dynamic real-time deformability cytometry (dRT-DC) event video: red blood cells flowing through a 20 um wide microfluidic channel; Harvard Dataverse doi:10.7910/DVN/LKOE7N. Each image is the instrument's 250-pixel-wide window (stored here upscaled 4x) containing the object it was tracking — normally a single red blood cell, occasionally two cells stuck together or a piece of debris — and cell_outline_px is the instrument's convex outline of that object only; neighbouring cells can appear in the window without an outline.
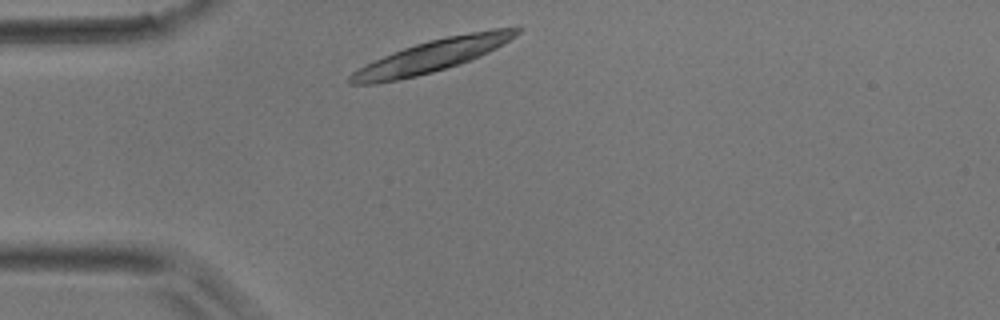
{"species": "common noctule bat (a hibernating species)", "species_latin": "Nyctalus noctula", "temperature_condition": "room temperature", "stored_images_in_passage": 2, "camera_frame_rate_fps": 3000, "um_per_image_px": 0.085, "animal": {"sex": "male", "body_mass_g": 17.9}, "frame": {"image": 1, "passage_image": 1, "time_ms": 0.0, "image_size_px": [1000, 320], "cell_outline_px": [[524, 28], [516, 36], [496, 48], [488, 52], [460, 64], [432, 72], [416, 76], [376, 84], [352, 84], [348, 80], [348, 76], [352, 72], [384, 56], [404, 48], [428, 40], [448, 36], [492, 28]], "centroid_in_image_um": [36.74, 4.75], "position_along_channel_um": 48.3, "area_um2": 30.69}}